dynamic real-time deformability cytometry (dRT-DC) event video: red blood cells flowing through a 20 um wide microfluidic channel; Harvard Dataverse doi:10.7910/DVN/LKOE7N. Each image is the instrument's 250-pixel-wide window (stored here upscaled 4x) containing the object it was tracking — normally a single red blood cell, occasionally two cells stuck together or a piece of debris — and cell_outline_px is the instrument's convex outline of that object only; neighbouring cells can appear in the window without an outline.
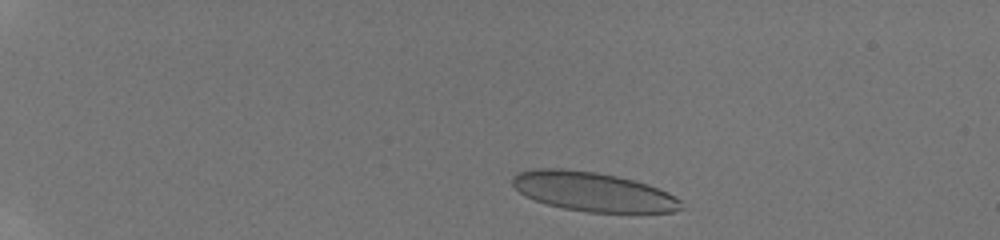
{"species": "human", "species_latin": "Homo sapiens", "temperature_condition": "room temperature", "stored_images_in_passage": 46, "camera_frame_rate_fps": 3000, "um_per_image_px": 0.085, "donor": {"sex": "male"}, "frame": {"image": 1, "passage_image": 5, "time_ms": 1.0, "image_size_px": [1000, 240], "cell_outline_px": [[680, 208], [672, 212], [588, 212], [564, 208], [548, 204], [536, 200], [520, 192], [512, 184], [512, 176], [520, 172], [536, 168], [564, 168], [596, 172], [616, 176], [648, 184], [668, 192], [680, 200]], "centroid_in_image_um": [50.38, 16.28], "position_along_channel_um": 34.6, "area_um2": 38.15}}
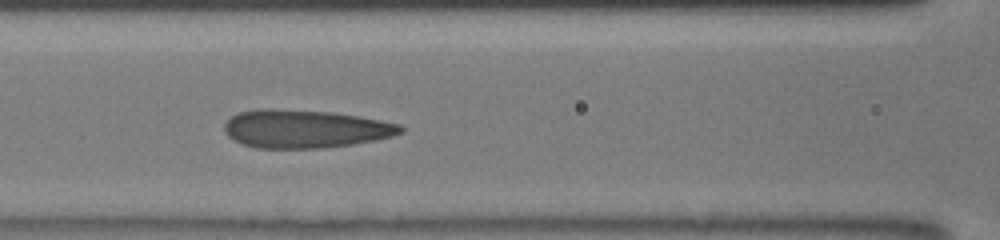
{"frame": {"image": 2, "passage_image": 22, "time_ms": 6.0, "image_size_px": [1000, 240], "cell_outline_px": [[404, 132], [392, 136], [376, 140], [352, 144], [320, 148], [256, 148], [240, 144], [228, 136], [224, 132], [224, 124], [236, 112], [256, 108], [272, 108], [332, 112], [360, 116], [400, 124], [404, 128]], "centroid_in_image_um": [25.9, 10.94], "position_along_channel_um": 140.7, "area_um2": 39.59}}
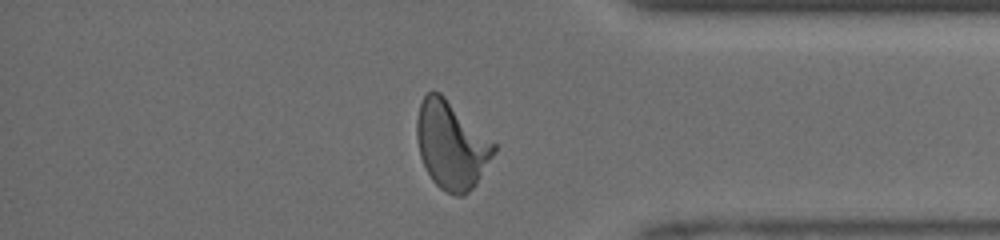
{"frame": {"image": 3, "passage_image": 39, "time_ms": 12.333, "image_size_px": [1000, 240], "cell_outline_px": [[496, 152], [476, 184], [464, 196], [456, 196], [440, 188], [432, 180], [420, 156], [416, 136], [416, 120], [420, 104], [424, 96], [428, 92], [440, 92], [496, 144]], "centroid_in_image_um": [38.37, 12.34], "position_along_channel_um": 396.8, "area_um2": 39.13}, "authors_computed_cell_mechanics": {"area_um2": 38.437, "velocity_mm_per_s": 4.1775, "shape_relaxation_time_tau1_ms": 6.8376, "shape_relaxation_time_tau2_ms": 0.6598, "deformation_change_tau1": 0.2313, "deformation_change_tau2": 0.0837}}